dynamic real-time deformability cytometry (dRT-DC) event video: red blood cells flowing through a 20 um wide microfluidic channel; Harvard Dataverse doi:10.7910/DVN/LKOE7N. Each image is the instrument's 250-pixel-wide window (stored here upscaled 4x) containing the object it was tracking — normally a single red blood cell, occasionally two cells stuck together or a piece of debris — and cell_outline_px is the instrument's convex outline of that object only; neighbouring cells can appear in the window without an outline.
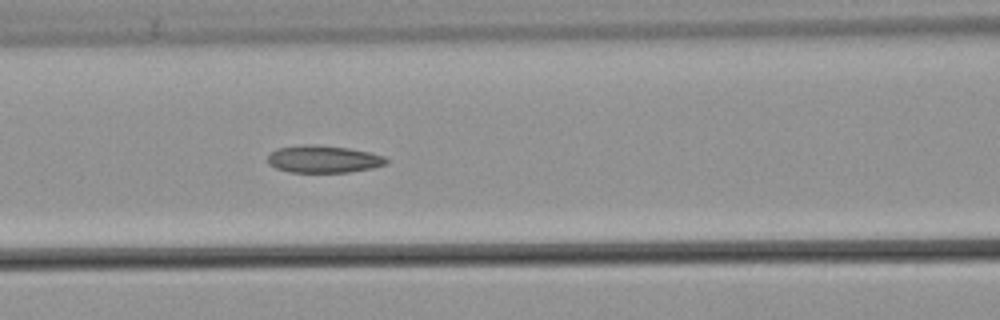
{"species": "common noctule bat (a hibernating species)", "species_latin": "Nyctalus noctula", "temperature_condition": "warm", "stored_images_in_passage": 53, "camera_frame_rate_fps": 3000, "um_per_image_px": 0.085, "animal": {"sex": "male", "body_mass_g": 21.5, "forearm_length_mm": 52.0}, "frame": {"image": 1, "passage_image": 23, "time_ms": 7.333, "image_size_px": [1000, 320], "cell_outline_px": [[388, 164], [372, 168], [348, 172], [288, 172], [276, 168], [268, 164], [268, 156], [276, 148], [304, 144], [312, 144], [348, 148], [368, 152], [384, 156], [388, 160]], "centroid_in_image_um": [27.48, 13.52], "position_along_channel_um": 139.1, "area_um2": 18.9}, "authors_computed_cell_mechanics": {"area_um2": 19.1896, "velocity_mm_per_s": 3.8602, "shape_relaxation_time_tau1_ms": null, "shape_relaxation_time_tau2_ms": 4.0505, "deformation_change_tau1": null, "deformation_change_tau2": 0.1218}}